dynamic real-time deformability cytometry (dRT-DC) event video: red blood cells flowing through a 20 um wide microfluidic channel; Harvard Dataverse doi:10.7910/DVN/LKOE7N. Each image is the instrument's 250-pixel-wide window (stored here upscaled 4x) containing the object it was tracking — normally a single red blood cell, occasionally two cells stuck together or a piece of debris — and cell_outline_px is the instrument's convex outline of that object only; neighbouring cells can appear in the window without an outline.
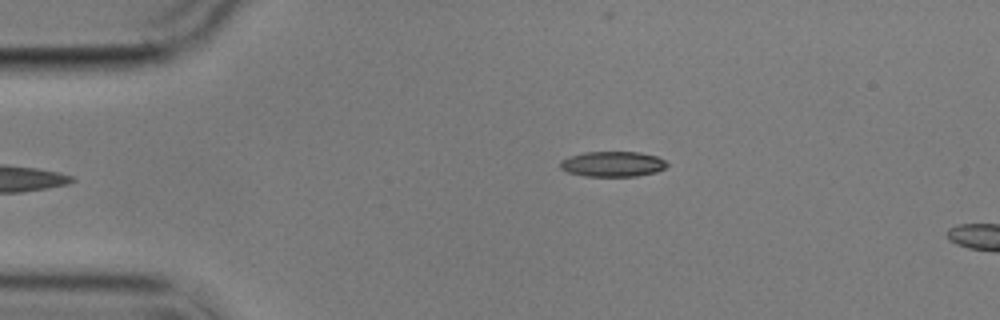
{"species": "common noctule bat (a hibernating species)", "species_latin": "Nyctalus noctula", "temperature_condition": "cold", "stored_images_in_passage": 5, "camera_frame_rate_fps": 3000, "um_per_image_px": 0.085, "animal": {"sex": "male", "body_mass_g": 17.9}, "frame": {"image": 1, "passage_image": 5, "time_ms": 6.0, "image_size_px": [1000, 320], "cell_outline_px": [[668, 164], [664, 168], [656, 172], [636, 176], [584, 176], [568, 172], [560, 168], [560, 160], [568, 156], [584, 152], [640, 152], [656, 156], [664, 160]], "centroid_in_image_um": [52.04, 13.94], "position_along_channel_um": 33.0, "area_um2": 15.78}}